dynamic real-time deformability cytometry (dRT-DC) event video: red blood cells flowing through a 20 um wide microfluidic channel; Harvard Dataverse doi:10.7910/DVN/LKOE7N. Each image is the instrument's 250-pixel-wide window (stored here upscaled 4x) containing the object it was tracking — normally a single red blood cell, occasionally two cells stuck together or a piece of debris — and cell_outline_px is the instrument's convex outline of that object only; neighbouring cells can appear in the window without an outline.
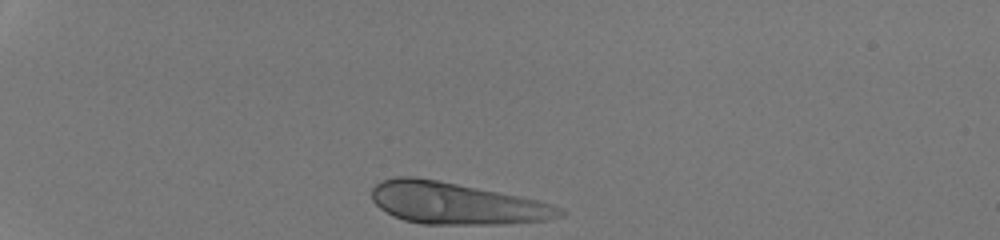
{"species": "human", "species_latin": "Homo sapiens", "temperature_condition": "room temperature", "stored_images_in_passage": 31, "camera_frame_rate_fps": 3000, "um_per_image_px": 0.085, "donor": {"sex": "male"}, "frame": {"image": 1, "passage_image": 1, "time_ms": 0.0, "image_size_px": [1000, 240], "cell_outline_px": [[568, 212], [564, 216], [548, 220], [504, 224], [420, 224], [404, 220], [392, 216], [380, 208], [372, 200], [372, 188], [376, 184], [384, 180], [396, 176], [412, 176], [436, 180], [520, 196], [540, 200], [552, 204]], "centroid_in_image_um": [38.81, 17.3], "position_along_channel_um": 46.2, "area_um2": 45.84}}
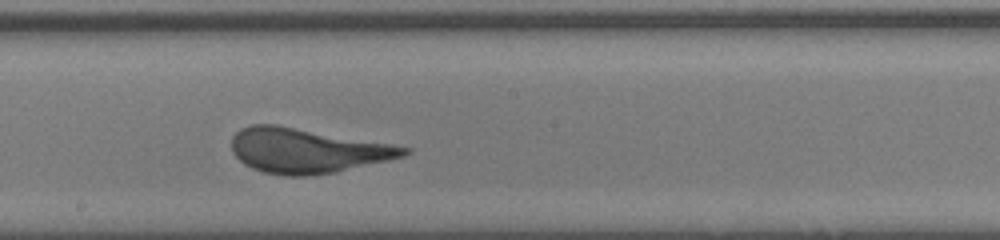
{"frame": {"image": 2, "passage_image": 18, "time_ms": 5.667, "image_size_px": [1000, 240], "cell_outline_px": [[412, 152], [404, 156], [388, 160], [336, 172], [304, 176], [284, 176], [264, 172], [252, 168], [244, 164], [232, 152], [232, 136], [240, 128], [252, 124], [276, 124], [392, 144], [412, 148]], "centroid_in_image_um": [26.09, 12.8], "position_along_channel_um": 222.1, "area_um2": 44.91}}
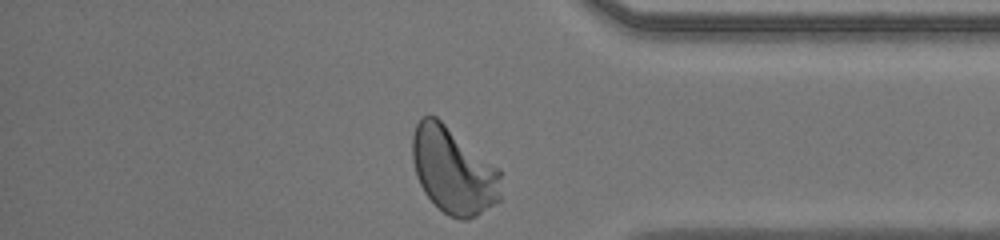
{"frame": {"image": 3, "passage_image": 31, "time_ms": 10.0, "image_size_px": [1000, 240], "cell_outline_px": [[500, 200], [476, 216], [468, 220], [460, 220], [448, 216], [424, 192], [416, 176], [412, 160], [412, 136], [416, 124], [420, 116], [436, 116], [500, 168]], "centroid_in_image_um": [38.53, 14.48], "position_along_channel_um": 396.7, "area_um2": 44.85}, "authors_computed_cell_mechanics": {"area_um2": 44.6216, "velocity_mm_per_s": 4.2174, "shape_relaxation_time_tau1_ms": 2.9103, "shape_relaxation_time_tau2_ms": null, "deformation_change_tau1": 0.1724, "deformation_change_tau2": null}}